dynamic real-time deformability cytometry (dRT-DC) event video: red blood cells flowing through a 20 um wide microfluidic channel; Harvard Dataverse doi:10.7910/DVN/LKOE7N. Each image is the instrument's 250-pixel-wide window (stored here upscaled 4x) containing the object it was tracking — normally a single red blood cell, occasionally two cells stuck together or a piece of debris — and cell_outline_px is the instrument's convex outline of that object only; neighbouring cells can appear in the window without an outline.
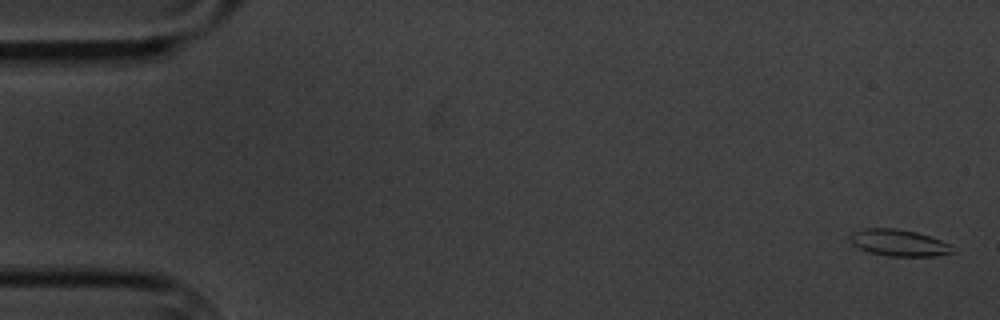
{"species": "common noctule bat (a hibernating species)", "species_latin": "Nyctalus noctula", "temperature_condition": "cold", "stored_images_in_passage": 10, "camera_frame_rate_fps": 3000, "um_per_image_px": 0.085, "animal": {"sex": "male", "body_mass_g": 20.1, "forearm_length_mm": 53.5}, "frame": {"image": 1, "passage_image": 1, "time_ms": 0.0, "image_size_px": [1000, 320], "cell_outline_px": [[956, 252], [936, 256], [888, 256], [868, 252], [852, 244], [848, 236], [852, 232], [864, 228], [896, 228], [916, 232], [952, 244]], "centroid_in_image_um": [76.41, 20.64], "position_along_channel_um": 8.6, "area_um2": 16.07}}
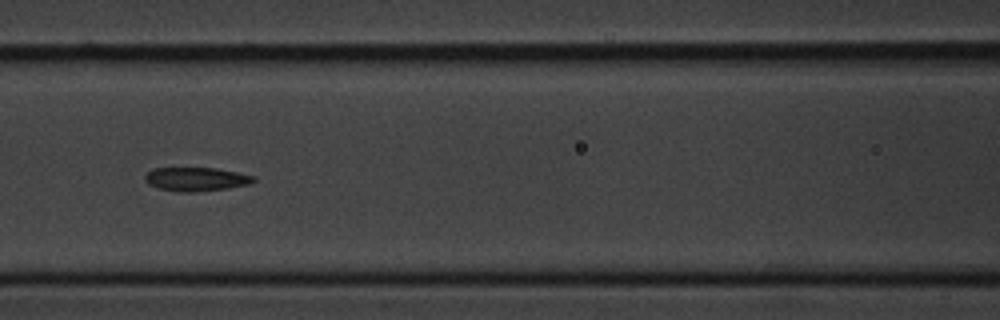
{"frame": {"image": 2, "passage_image": 7, "time_ms": 8.0, "image_size_px": [1000, 320], "cell_outline_px": [[256, 180], [248, 184], [228, 188], [196, 192], [180, 192], [160, 188], [148, 184], [144, 180], [144, 176], [152, 168], [216, 168], [256, 176]], "centroid_in_image_um": [16.66, 15.22], "position_along_channel_um": 149.9, "area_um2": 15.03}}
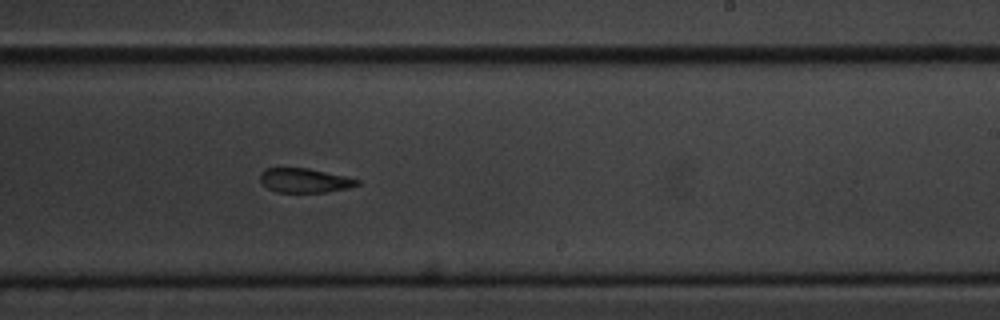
{"frame": {"image": 3, "passage_image": 10, "time_ms": 11.333, "image_size_px": [1000, 320], "cell_outline_px": [[360, 184], [348, 188], [324, 192], [276, 192], [268, 188], [260, 180], [260, 172], [268, 168], [308, 168], [344, 176], [360, 180]], "centroid_in_image_um": [25.89, 15.34], "position_along_channel_um": 263.1, "area_um2": 13.58}}